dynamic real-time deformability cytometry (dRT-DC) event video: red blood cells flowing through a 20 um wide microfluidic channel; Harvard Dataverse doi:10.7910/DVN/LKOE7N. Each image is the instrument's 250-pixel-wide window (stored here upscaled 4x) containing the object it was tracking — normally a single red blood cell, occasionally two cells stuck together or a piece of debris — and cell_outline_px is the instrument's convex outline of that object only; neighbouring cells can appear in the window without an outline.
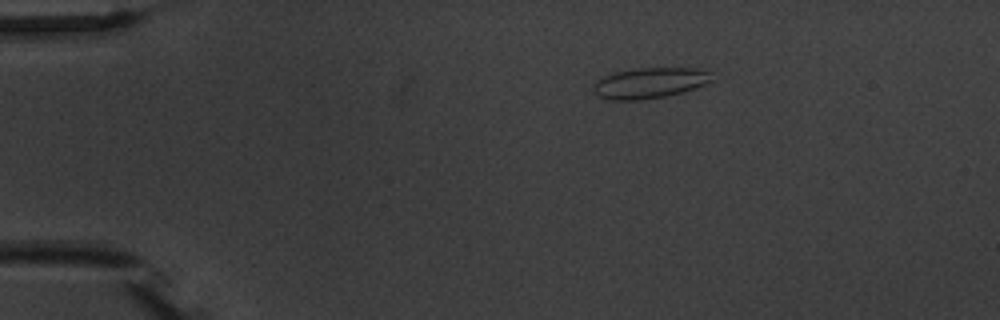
{"species": "common noctule bat (a hibernating species)", "species_latin": "Nyctalus noctula", "temperature_condition": "warm", "stored_images_in_passage": 2, "camera_frame_rate_fps": 3000, "um_per_image_px": 0.085, "animal": {"sex": "male", "body_mass_g": 20.1, "forearm_length_mm": 53.5}, "frame": {"image": 1, "passage_image": 1, "time_ms": 0.0, "image_size_px": [1000, 320], "cell_outline_px": [[712, 80], [704, 84], [680, 92], [664, 96], [636, 100], [612, 100], [596, 96], [592, 88], [596, 80], [604, 76], [616, 72], [636, 68], [696, 68], [708, 72]], "centroid_in_image_um": [55.14, 7.05], "position_along_channel_um": 29.9, "area_um2": 20.81}}